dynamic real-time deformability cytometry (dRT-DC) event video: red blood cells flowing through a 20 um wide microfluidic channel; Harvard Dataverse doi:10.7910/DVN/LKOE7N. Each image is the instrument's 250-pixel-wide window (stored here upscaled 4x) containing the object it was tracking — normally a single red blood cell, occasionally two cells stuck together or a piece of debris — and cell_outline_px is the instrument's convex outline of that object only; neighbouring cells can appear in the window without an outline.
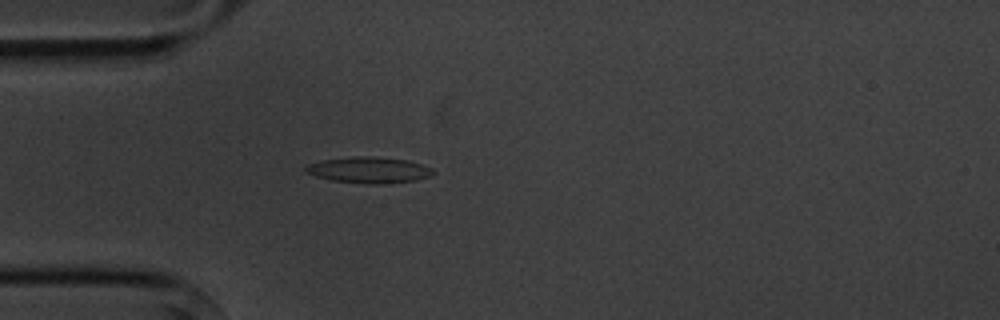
{"species": "common noctule bat (a hibernating species)", "species_latin": "Nyctalus noctula", "temperature_condition": "cold", "stored_images_in_passage": 5, "camera_frame_rate_fps": 3000, "um_per_image_px": 0.085, "animal": {"sex": "male", "body_mass_g": 20.1, "forearm_length_mm": 53.5}, "frame": {"image": 1, "passage_image": 5, "time_ms": 4.333, "image_size_px": [1000, 320], "cell_outline_px": [[436, 172], [432, 176], [416, 180], [380, 184], [368, 184], [332, 180], [316, 176], [304, 172], [304, 168], [308, 164], [324, 160], [352, 156], [372, 156], [404, 160], [420, 164], [432, 168]], "centroid_in_image_um": [31.36, 14.45], "position_along_channel_um": 53.6, "area_um2": 19.31}}